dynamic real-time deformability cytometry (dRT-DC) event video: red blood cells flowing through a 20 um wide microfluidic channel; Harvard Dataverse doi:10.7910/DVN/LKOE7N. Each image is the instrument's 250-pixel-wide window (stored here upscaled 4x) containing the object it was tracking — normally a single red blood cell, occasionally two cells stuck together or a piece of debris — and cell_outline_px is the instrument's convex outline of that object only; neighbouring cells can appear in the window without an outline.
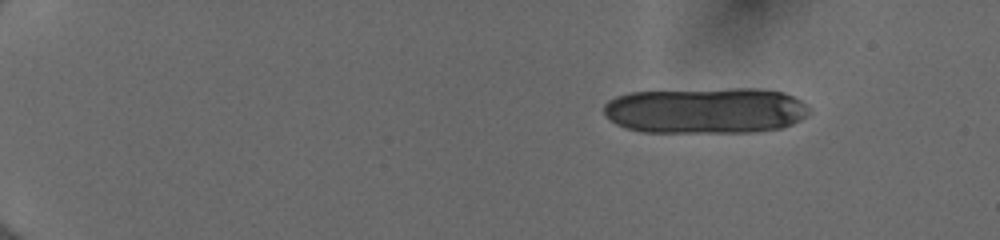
{"species": "human", "species_latin": "Homo sapiens", "temperature_condition": "cold", "stored_images_in_passage": 14, "camera_frame_rate_fps": 3000, "um_per_image_px": 0.085, "donor": {"sex": "female"}, "frame": {"image": 1, "passage_image": 1, "time_ms": 0.0, "image_size_px": [1000, 240], "cell_outline_px": [[812, 112], [808, 116], [792, 124], [780, 128], [756, 132], [644, 132], [628, 128], [616, 124], [604, 112], [604, 104], [608, 100], [616, 96], [632, 92], [732, 88], [760, 88], [784, 92], [808, 104]], "centroid_in_image_um": [60.05, 9.39], "position_along_channel_um": 24.9, "area_um2": 55.6}}